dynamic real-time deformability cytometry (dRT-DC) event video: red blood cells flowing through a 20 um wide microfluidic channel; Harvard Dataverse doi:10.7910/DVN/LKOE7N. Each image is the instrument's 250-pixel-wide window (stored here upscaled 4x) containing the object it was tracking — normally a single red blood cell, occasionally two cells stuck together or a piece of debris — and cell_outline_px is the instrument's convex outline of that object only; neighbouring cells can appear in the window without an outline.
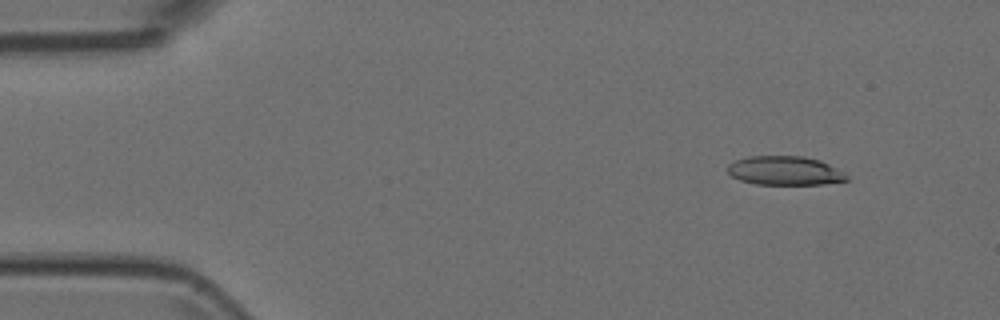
{"species": "Egyptian fruit bat (a non-hibernating species)", "species_latin": "Rousettus aegyptiacus", "temperature_condition": "room temperature", "stored_images_in_passage": 5, "camera_frame_rate_fps": 3000, "um_per_image_px": 0.085, "animal": {"sex": "female"}, "frame": {"image": 1, "passage_image": 2, "time_ms": 0.333, "image_size_px": [1000, 320], "cell_outline_px": [[848, 180], [824, 184], [756, 184], [740, 180], [732, 176], [728, 172], [728, 164], [736, 160], [748, 156], [804, 156], [820, 160], [844, 172], [848, 176]], "centroid_in_image_um": [66.72, 14.5], "position_along_channel_um": 18.3, "area_um2": 20.06}}
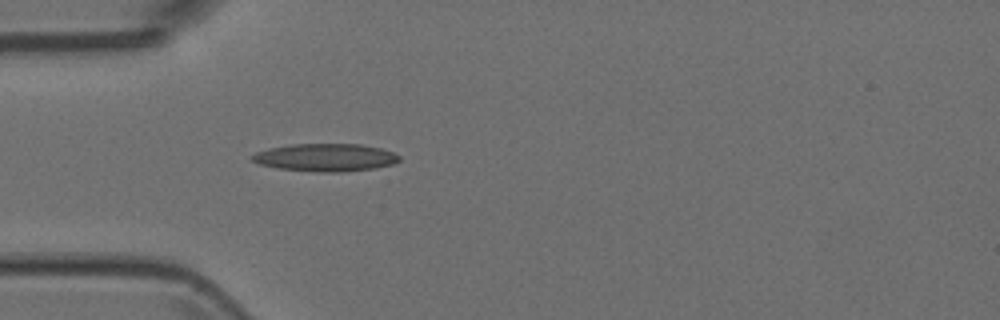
{"frame": {"image": 2, "passage_image": 5, "time_ms": 1.333, "image_size_px": [1000, 320], "cell_outline_px": [[400, 160], [392, 164], [376, 168], [340, 172], [320, 172], [280, 168], [260, 164], [252, 160], [248, 156], [256, 152], [268, 148], [292, 144], [360, 144], [380, 148], [392, 152], [400, 156]], "centroid_in_image_um": [27.66, 13.38], "position_along_channel_um": 57.3, "area_um2": 23.7}}